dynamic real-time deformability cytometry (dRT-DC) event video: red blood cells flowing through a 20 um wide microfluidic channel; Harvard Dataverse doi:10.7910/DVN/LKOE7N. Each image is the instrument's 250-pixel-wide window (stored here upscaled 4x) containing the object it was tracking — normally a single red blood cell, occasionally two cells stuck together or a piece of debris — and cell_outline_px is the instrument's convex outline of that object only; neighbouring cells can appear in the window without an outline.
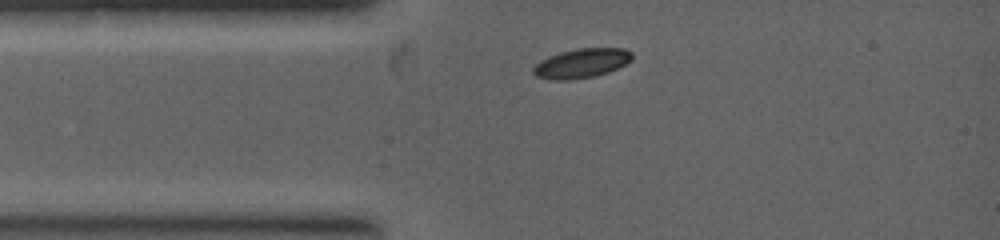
{"species": "common noctule bat (a hibernating species)", "species_latin": "Nyctalus noctula", "temperature_condition": "warm", "stored_images_in_passage": 3, "camera_frame_rate_fps": 5000, "um_per_image_px": 0.085, "animal": {"sex": "female", "body_mass_g": 19.0, "forearm_length_mm": 53.3}, "frame": {"image": 1, "passage_image": 1, "time_ms": 0.0, "image_size_px": [1000, 240], "cell_outline_px": [[632, 60], [608, 72], [592, 76], [568, 80], [556, 80], [536, 76], [532, 72], [532, 68], [540, 60], [548, 56], [560, 52], [576, 48], [624, 48], [632, 52]], "centroid_in_image_um": [49.41, 5.36], "position_along_channel_um": 35.6, "area_um2": 16.82}}